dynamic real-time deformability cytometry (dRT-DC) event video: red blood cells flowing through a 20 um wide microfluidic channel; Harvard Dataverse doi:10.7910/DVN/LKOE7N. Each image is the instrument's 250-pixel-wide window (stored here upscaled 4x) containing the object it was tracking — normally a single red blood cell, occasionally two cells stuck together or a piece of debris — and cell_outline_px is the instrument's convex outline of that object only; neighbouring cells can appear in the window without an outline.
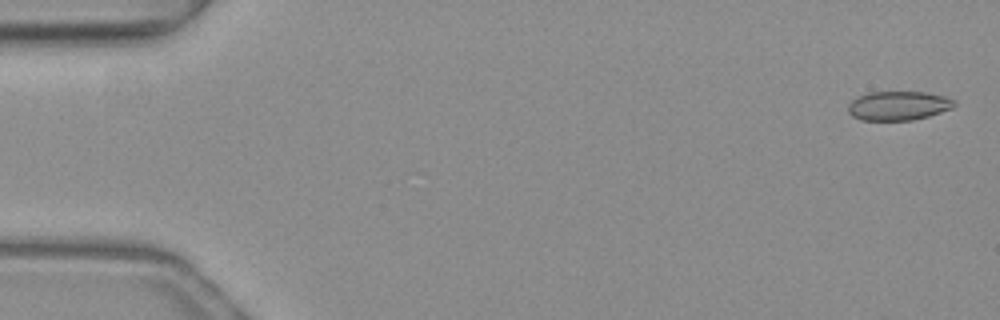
{"species": "common noctule bat (a hibernating species)", "species_latin": "Nyctalus noctula", "temperature_condition": "warm", "stored_images_in_passage": 54, "camera_frame_rate_fps": 3000, "um_per_image_px": 0.085, "animal": {"sex": "female", "body_mass_g": 19.3, "forearm_length_mm": 54.1}, "frame": {"image": 1, "passage_image": 2, "time_ms": 0.333, "image_size_px": [1000, 320], "cell_outline_px": [[956, 104], [952, 108], [928, 116], [912, 120], [860, 120], [852, 116], [848, 112], [848, 104], [852, 100], [868, 92], [924, 92], [944, 96], [956, 100]], "centroid_in_image_um": [76.35, 8.98], "position_along_channel_um": 8.6, "area_um2": 17.98}}